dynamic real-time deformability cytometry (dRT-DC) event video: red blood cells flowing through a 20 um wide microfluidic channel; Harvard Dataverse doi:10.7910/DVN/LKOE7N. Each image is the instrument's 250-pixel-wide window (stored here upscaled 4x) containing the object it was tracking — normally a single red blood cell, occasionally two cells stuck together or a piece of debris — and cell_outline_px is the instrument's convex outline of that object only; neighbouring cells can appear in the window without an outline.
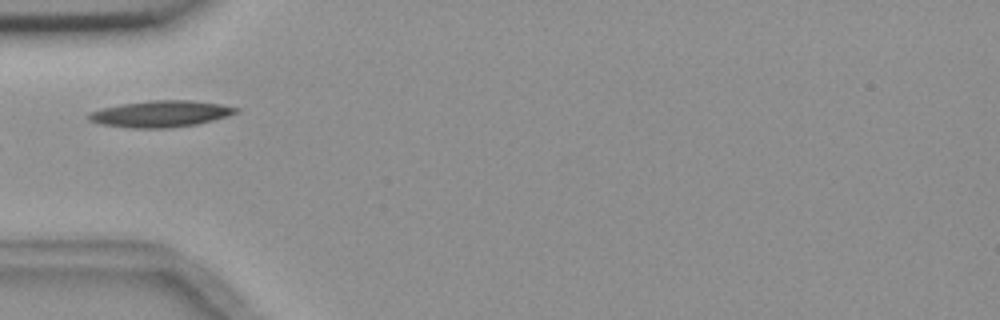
{"species": "common noctule bat (a hibernating species)", "species_latin": "Nyctalus noctula", "temperature_condition": "room temperature", "stored_images_in_passage": 10, "camera_frame_rate_fps": 3000, "um_per_image_px": 0.085, "animal": {"sex": "female", "body_mass_g": 18.4}, "frame": {"image": 1, "passage_image": 4, "time_ms": 3.667, "image_size_px": [1000, 320], "cell_outline_px": [[240, 112], [228, 116], [196, 124], [168, 128], [128, 128], [100, 124], [88, 120], [88, 112], [100, 108], [120, 104], [152, 100], [192, 100], [220, 104], [240, 108]], "centroid_in_image_um": [13.63, 9.67], "position_along_channel_um": 71.4, "area_um2": 22.89}}
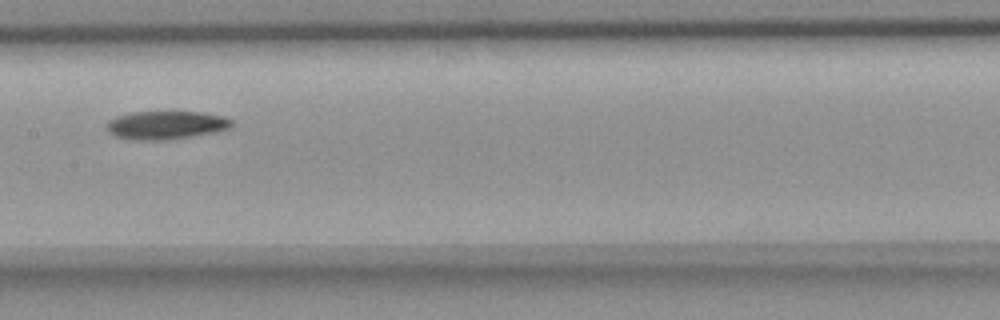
{"frame": {"image": 2, "passage_image": 7, "time_ms": 7.0, "image_size_px": [1000, 320], "cell_outline_px": [[232, 128], [216, 132], [168, 140], [128, 140], [116, 136], [108, 132], [104, 128], [104, 124], [108, 120], [116, 116], [132, 112], [204, 112], [224, 116], [232, 120]], "centroid_in_image_um": [14.07, 10.64], "position_along_channel_um": 193.3, "area_um2": 21.04}}
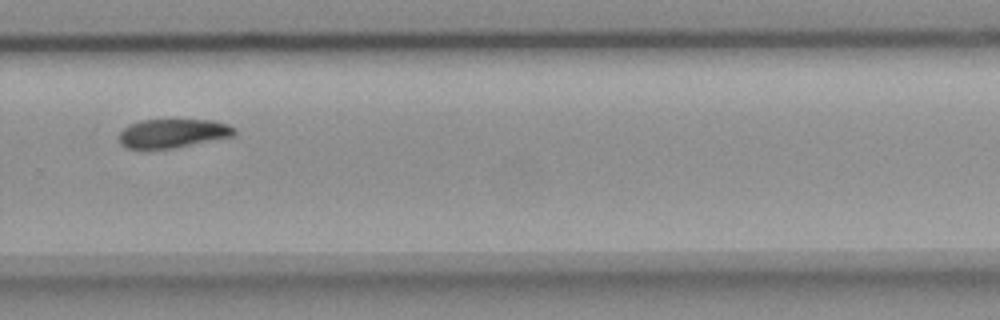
{"frame": {"image": 3, "passage_image": 10, "time_ms": 10.333, "image_size_px": [1000, 320], "cell_outline_px": [[236, 136], [176, 148], [128, 148], [120, 144], [120, 132], [128, 124], [140, 120], [212, 120], [228, 124], [236, 128]], "centroid_in_image_um": [14.75, 11.33], "position_along_channel_um": 315.1, "area_um2": 19.54}}